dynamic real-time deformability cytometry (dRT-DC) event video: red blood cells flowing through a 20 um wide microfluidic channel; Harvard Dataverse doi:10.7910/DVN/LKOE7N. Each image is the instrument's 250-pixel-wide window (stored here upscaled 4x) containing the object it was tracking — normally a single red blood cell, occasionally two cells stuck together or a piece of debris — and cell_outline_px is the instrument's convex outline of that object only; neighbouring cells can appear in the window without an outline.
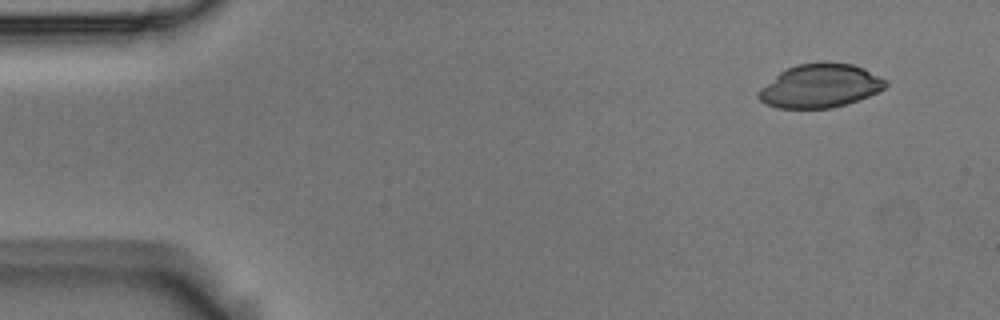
{"species": "Egyptian fruit bat (a non-hibernating species)", "species_latin": "Rousettus aegyptiacus", "temperature_condition": "room temperature", "stored_images_in_passage": 4, "camera_frame_rate_fps": 3000, "um_per_image_px": 0.085, "animal": {"sex": "male"}, "frame": {"image": 1, "passage_image": 1, "time_ms": 0.0, "image_size_px": [1000, 320], "cell_outline_px": [[888, 84], [884, 88], [868, 96], [832, 108], [776, 108], [764, 104], [756, 96], [756, 92], [760, 88], [780, 72], [796, 64], [824, 60], [852, 64], [864, 68], [888, 80]], "centroid_in_image_um": [69.69, 7.28], "position_along_channel_um": 15.3, "area_um2": 32.66}}